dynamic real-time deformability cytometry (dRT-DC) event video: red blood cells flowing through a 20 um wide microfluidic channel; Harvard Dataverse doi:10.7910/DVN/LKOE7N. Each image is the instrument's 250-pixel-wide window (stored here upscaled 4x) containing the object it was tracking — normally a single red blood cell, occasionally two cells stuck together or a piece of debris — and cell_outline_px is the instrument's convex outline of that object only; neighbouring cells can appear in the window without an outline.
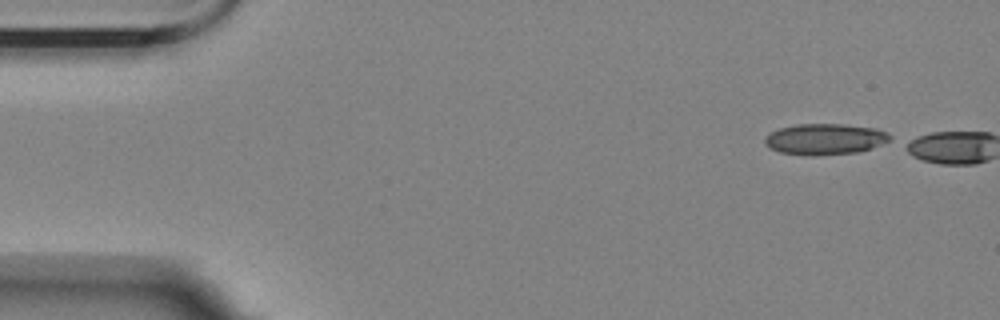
{"species": "Egyptian fruit bat (a non-hibernating species)", "species_latin": "Rousettus aegyptiacus", "temperature_condition": "room temperature", "stored_images_in_passage": 3, "camera_frame_rate_fps": 3000, "um_per_image_px": 0.085, "animal": {"sex": "female"}, "frame": {"image": 1, "passage_image": 1, "time_ms": 0.0, "image_size_px": [1000, 320], "cell_outline_px": [[892, 140], [860, 152], [812, 156], [808, 156], [780, 152], [768, 148], [764, 144], [764, 140], [772, 132], [780, 128], [796, 124], [844, 124], [876, 128], [888, 132], [892, 136]], "centroid_in_image_um": [70.15, 11.83], "position_along_channel_um": 14.8, "area_um2": 22.83}}